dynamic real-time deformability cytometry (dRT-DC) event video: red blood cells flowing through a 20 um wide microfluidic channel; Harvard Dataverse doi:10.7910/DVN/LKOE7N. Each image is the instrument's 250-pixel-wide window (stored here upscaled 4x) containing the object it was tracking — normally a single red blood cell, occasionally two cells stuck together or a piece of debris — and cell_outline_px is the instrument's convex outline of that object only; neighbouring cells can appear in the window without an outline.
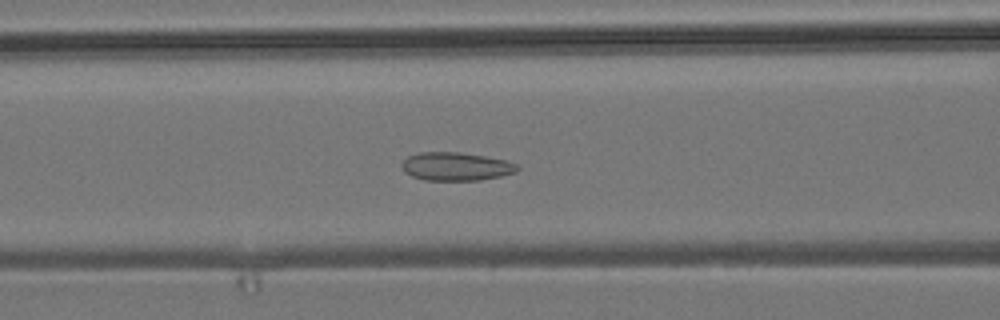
{"species": "common noctule bat (a hibernating species)", "species_latin": "Nyctalus noctula", "temperature_condition": "room temperature", "stored_images_in_passage": 54, "camera_frame_rate_fps": 3000, "um_per_image_px": 0.085, "animal": {"sex": "male", "body_mass_g": 19.2, "forearm_length_mm": 51.8}, "frame": {"image": 1, "passage_image": 22, "time_ms": 7.0, "image_size_px": [1000, 320], "cell_outline_px": [[520, 168], [516, 172], [500, 176], [480, 180], [424, 180], [412, 176], [404, 172], [400, 164], [408, 156], [420, 152], [460, 152], [508, 160], [516, 164]], "centroid_in_image_um": [38.75, 14.15], "position_along_channel_um": 127.8, "area_um2": 19.13}}
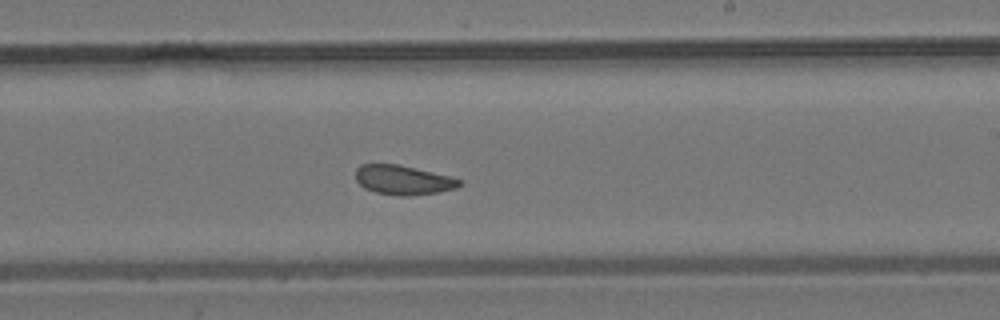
{"frame": {"image": 2, "passage_image": 32, "time_ms": 10.333, "image_size_px": [1000, 320], "cell_outline_px": [[464, 184], [456, 188], [436, 192], [408, 196], [400, 196], [376, 192], [364, 188], [356, 180], [356, 168], [360, 164], [396, 164], [416, 168], [464, 180]], "centroid_in_image_um": [34.27, 15.3], "position_along_channel_um": 254.7, "area_um2": 17.74}}
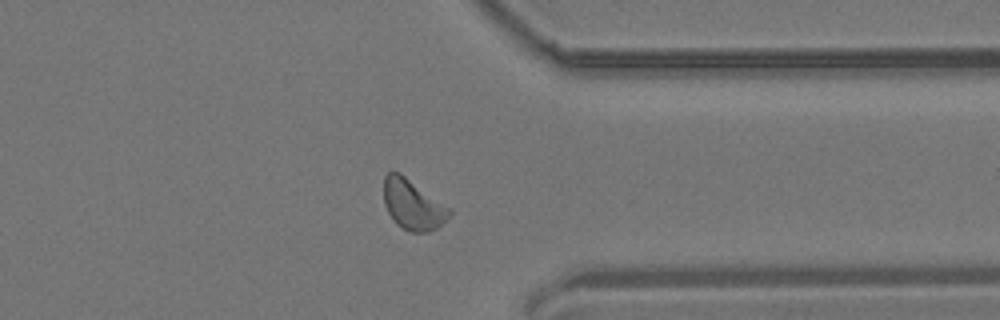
{"frame": {"image": 3, "passage_image": 42, "time_ms": 13.667, "image_size_px": [1000, 320], "cell_outline_px": [[452, 212], [436, 228], [428, 232], [412, 232], [396, 224], [388, 212], [384, 204], [384, 176], [388, 172], [400, 172], [452, 208]], "centroid_in_image_um": [35.09, 17.37], "position_along_channel_um": 376.3, "area_um2": 19.19}, "authors_computed_cell_mechanics": {"area_um2": 18.7561, "velocity_mm_per_s": 3.8143, "shape_relaxation_time_tau1_ms": null, "shape_relaxation_time_tau2_ms": 1.8545, "deformation_change_tau1": null, "deformation_change_tau2": 0.0845}}